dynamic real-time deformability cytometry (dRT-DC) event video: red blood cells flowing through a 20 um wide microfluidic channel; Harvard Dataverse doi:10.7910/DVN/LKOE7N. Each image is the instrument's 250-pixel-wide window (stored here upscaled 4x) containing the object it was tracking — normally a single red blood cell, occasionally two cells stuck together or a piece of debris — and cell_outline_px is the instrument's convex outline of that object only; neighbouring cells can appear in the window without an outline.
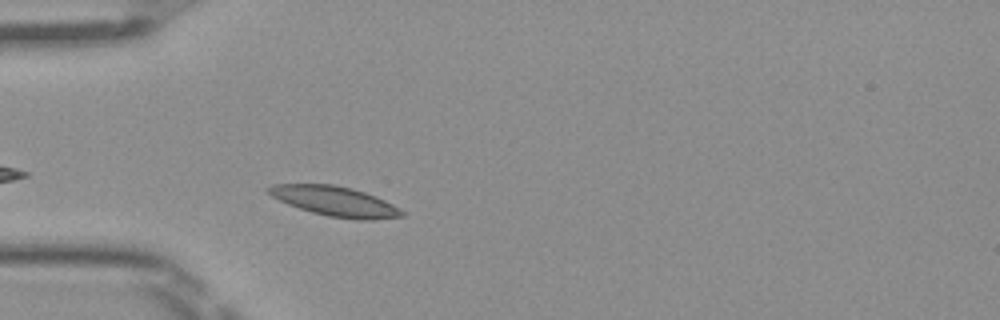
{"species": "Egyptian fruit bat (a non-hibernating species)", "species_latin": "Rousettus aegyptiacus", "temperature_condition": "room temperature", "stored_images_in_passage": 28, "camera_frame_rate_fps": 3000, "um_per_image_px": 0.085, "frame": {"image": 1, "passage_image": 3, "time_ms": 0.667, "image_size_px": [1000, 320], "cell_outline_px": [[404, 216], [372, 220], [356, 220], [328, 216], [312, 212], [288, 204], [272, 196], [264, 188], [272, 184], [332, 184], [352, 188], [376, 196], [400, 208], [404, 212]], "centroid_in_image_um": [28.48, 17.11], "position_along_channel_um": 56.5, "area_um2": 23.18}}
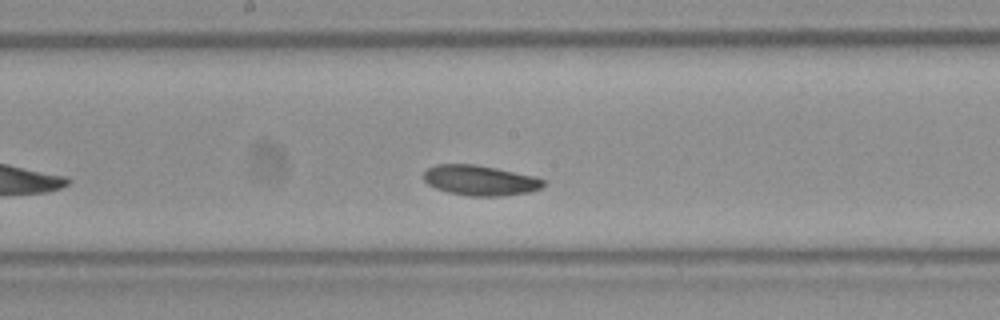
{"frame": {"image": 2, "passage_image": 15, "time_ms": 4.667, "image_size_px": [1000, 320], "cell_outline_px": [[544, 184], [540, 188], [528, 192], [500, 196], [468, 196], [448, 192], [436, 188], [428, 184], [424, 180], [424, 172], [428, 168], [436, 164], [476, 164], [536, 176], [544, 180]], "centroid_in_image_um": [40.8, 15.32], "position_along_channel_um": 207.4, "area_um2": 21.04}}
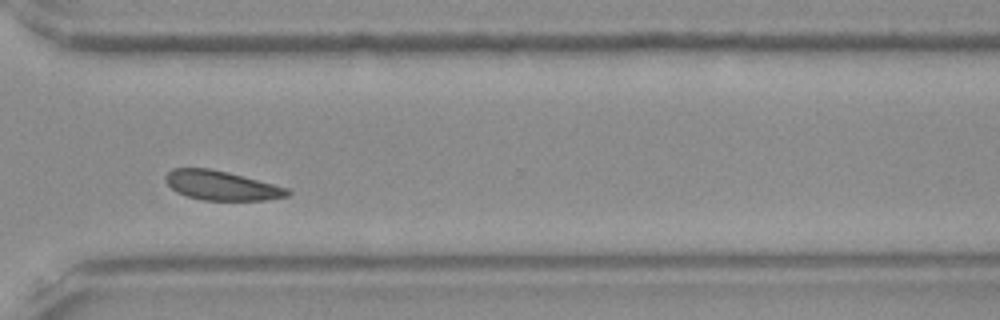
{"frame": {"image": 3, "passage_image": 26, "time_ms": 8.333, "image_size_px": [1000, 320], "cell_outline_px": [[292, 192], [288, 196], [268, 200], [204, 200], [188, 196], [176, 192], [168, 184], [164, 176], [172, 168], [208, 168], [228, 172], [288, 188]], "centroid_in_image_um": [18.84, 15.77], "position_along_channel_um": 351.8, "area_um2": 20.75}, "authors_computed_cell_mechanics": {"area_um2": 21.386, "velocity_mm_per_s": 3.9351, "shape_relaxation_time_tau1_ms": 3.7049, "shape_relaxation_time_tau2_ms": 9.1132, "deformation_change_tau1": 0.076, "deformation_change_tau2": 0.1477}}